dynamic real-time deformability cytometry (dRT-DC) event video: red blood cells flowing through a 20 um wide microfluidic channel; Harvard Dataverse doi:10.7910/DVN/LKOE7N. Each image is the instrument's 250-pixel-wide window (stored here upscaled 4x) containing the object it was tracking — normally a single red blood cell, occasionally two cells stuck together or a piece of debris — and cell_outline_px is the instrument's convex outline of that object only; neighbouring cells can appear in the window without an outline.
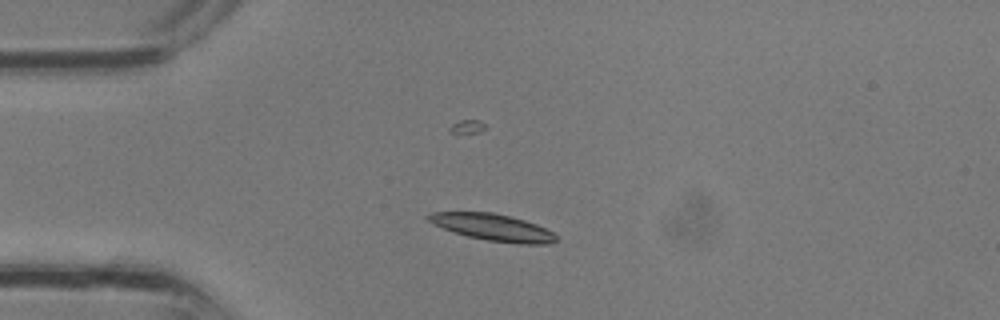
{"species": "common noctule bat (a hibernating species)", "species_latin": "Nyctalus noctula", "temperature_condition": "room temperature", "stored_images_in_passage": 15, "camera_frame_rate_fps": 3000, "um_per_image_px": 0.085, "animal": {"sex": "male", "body_mass_g": 13.3}, "frame": {"image": 1, "passage_image": 9, "time_ms": 2.667, "image_size_px": [1000, 320], "cell_outline_px": [[556, 240], [548, 244], [520, 244], [488, 240], [468, 236], [444, 228], [428, 220], [424, 216], [432, 212], [492, 212], [524, 220], [536, 224], [552, 232], [556, 236]], "centroid_in_image_um": [41.9, 19.32], "position_along_channel_um": 43.1, "area_um2": 19.54}}
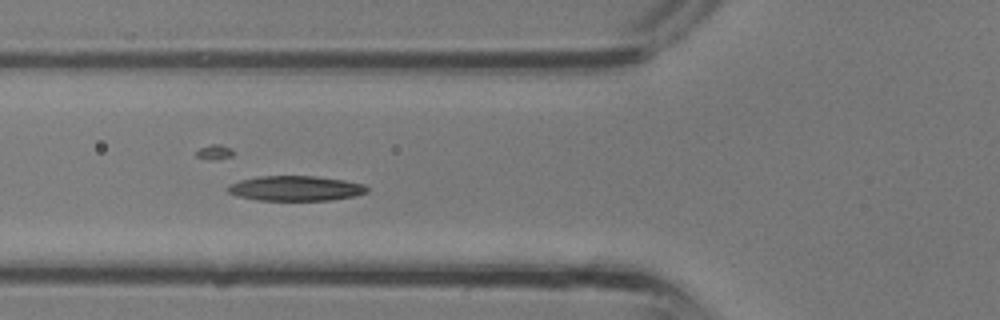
{"frame": {"image": 2, "passage_image": 13, "time_ms": 4.0, "image_size_px": [1000, 320], "cell_outline_px": [[368, 192], [356, 196], [328, 200], [256, 200], [236, 196], [228, 192], [228, 188], [232, 184], [240, 180], [260, 176], [312, 176], [344, 180], [364, 184], [368, 188]], "centroid_in_image_um": [25.15, 16.01], "position_along_channel_um": 100.7, "area_um2": 20.17}}